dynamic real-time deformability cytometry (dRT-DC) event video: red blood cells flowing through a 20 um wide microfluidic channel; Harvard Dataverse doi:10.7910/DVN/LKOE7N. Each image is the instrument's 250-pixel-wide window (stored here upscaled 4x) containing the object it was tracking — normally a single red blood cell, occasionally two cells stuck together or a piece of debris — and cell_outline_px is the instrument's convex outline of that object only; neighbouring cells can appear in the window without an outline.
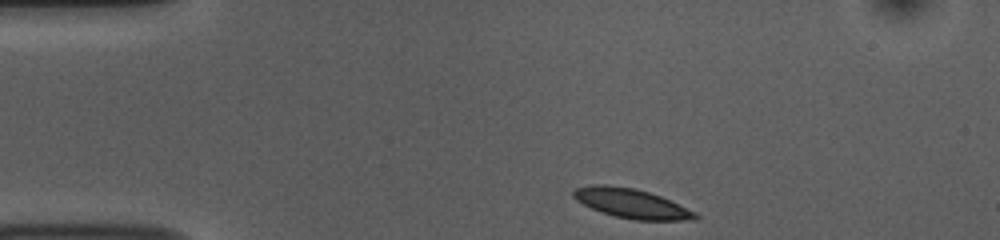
{"species": "common noctule bat (a hibernating species)", "species_latin": "Nyctalus noctula", "temperature_condition": "room temperature", "stored_images_in_passage": 38, "camera_frame_rate_fps": 3000, "um_per_image_px": 0.085, "animal": {"sex": "female", "body_mass_g": 10.0, "forearm_length_mm": 53.1}, "frame": {"image": 1, "passage_image": 1, "time_ms": 0.0, "image_size_px": [1000, 240], "cell_outline_px": [[700, 216], [696, 220], [632, 220], [600, 212], [576, 200], [572, 196], [572, 192], [576, 188], [592, 184], [608, 184], [636, 188], [660, 196], [696, 212]], "centroid_in_image_um": [53.67, 17.28], "position_along_channel_um": 31.3, "area_um2": 20.98}}
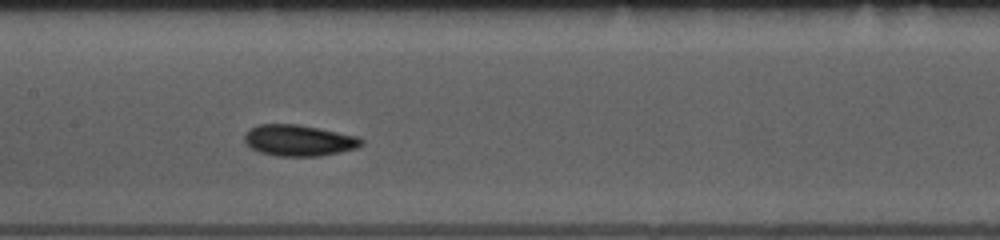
{"frame": {"image": 2, "passage_image": 17, "time_ms": 5.333, "image_size_px": [1000, 240], "cell_outline_px": [[364, 144], [356, 148], [340, 152], [320, 156], [276, 156], [260, 152], [252, 148], [244, 140], [244, 136], [256, 124], [296, 124], [360, 136], [364, 140]], "centroid_in_image_um": [25.45, 11.94], "position_along_channel_um": 182.0, "area_um2": 21.21}}
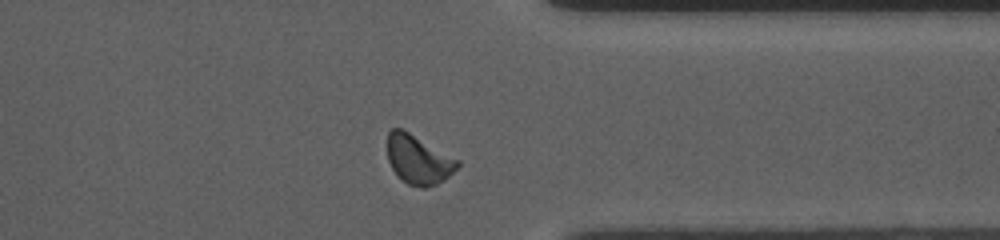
{"frame": {"image": 3, "passage_image": 33, "time_ms": 10.667, "image_size_px": [1000, 240], "cell_outline_px": [[460, 164], [444, 180], [436, 184], [424, 188], [420, 188], [408, 184], [400, 180], [392, 168], [388, 160], [388, 132], [392, 128], [400, 128], [408, 132], [460, 160]], "centroid_in_image_um": [35.55, 13.58], "position_along_channel_um": 375.8, "area_um2": 19.88}, "authors_computed_cell_mechanics": {"area_um2": 20.3167, "velocity_mm_per_s": 3.7261, "shape_relaxation_time_tau1_ms": 1.6969, "shape_relaxation_time_tau2_ms": 2.9774, "deformation_change_tau1": 0.074, "deformation_change_tau2": 0.0633}}